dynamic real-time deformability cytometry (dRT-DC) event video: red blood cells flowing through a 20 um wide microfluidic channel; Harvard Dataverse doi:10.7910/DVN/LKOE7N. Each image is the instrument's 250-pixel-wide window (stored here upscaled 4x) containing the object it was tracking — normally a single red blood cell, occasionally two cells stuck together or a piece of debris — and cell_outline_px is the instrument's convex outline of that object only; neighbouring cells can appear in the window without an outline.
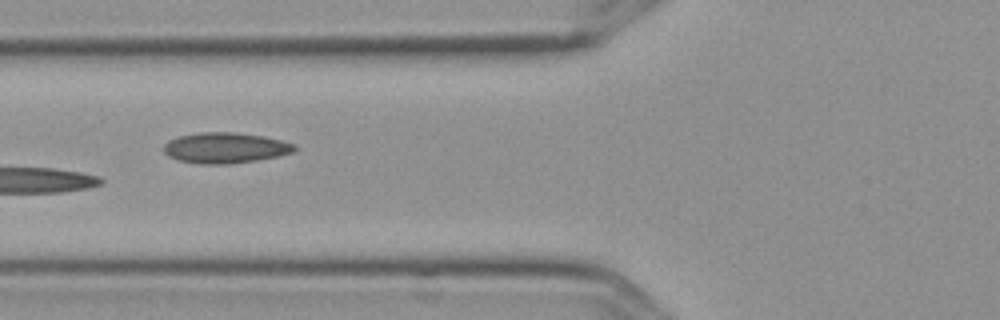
{"species": "Egyptian fruit bat (a non-hibernating species)", "species_latin": "Rousettus aegyptiacus", "temperature_condition": "cold", "stored_images_in_passage": 7, "camera_frame_rate_fps": 3000, "um_per_image_px": 0.085, "frame": {"image": 1, "passage_image": 7, "time_ms": 2.0, "image_size_px": [1000, 320], "cell_outline_px": [[296, 152], [280, 156], [256, 160], [228, 164], [196, 164], [180, 160], [168, 156], [164, 152], [164, 144], [168, 140], [180, 136], [200, 132], [236, 132], [264, 136], [284, 140], [296, 144]], "centroid_in_image_um": [19.2, 12.56], "position_along_channel_um": 106.6, "area_um2": 23.64}}